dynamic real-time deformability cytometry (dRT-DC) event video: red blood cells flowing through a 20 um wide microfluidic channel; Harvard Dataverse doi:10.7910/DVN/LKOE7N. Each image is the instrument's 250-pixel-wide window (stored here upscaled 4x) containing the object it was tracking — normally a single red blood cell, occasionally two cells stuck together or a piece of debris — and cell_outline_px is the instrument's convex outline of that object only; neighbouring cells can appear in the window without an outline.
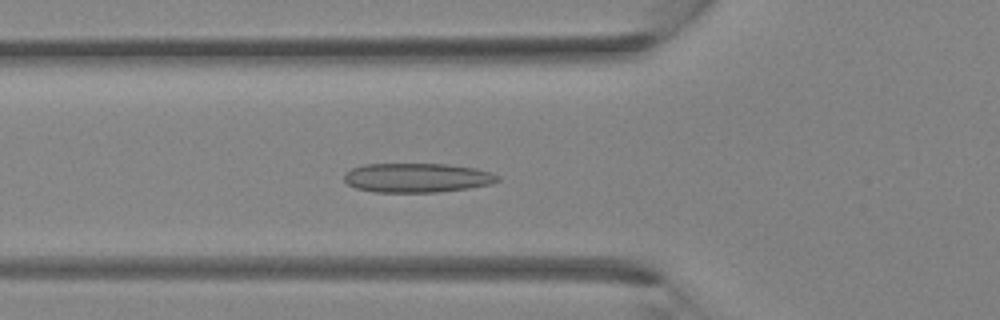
{"species": "Egyptian fruit bat (a non-hibernating species)", "species_latin": "Rousettus aegyptiacus", "temperature_condition": "room temperature", "stored_images_in_passage": 37, "camera_frame_rate_fps": 3000, "um_per_image_px": 0.085, "animal": {"sex": "female"}, "frame": {"image": 1, "passage_image": 13, "time_ms": 4.0, "image_size_px": [1000, 320], "cell_outline_px": [[500, 180], [492, 184], [468, 188], [436, 192], [372, 192], [356, 188], [348, 184], [344, 180], [344, 172], [352, 168], [364, 164], [448, 164], [476, 168], [492, 172], [500, 176]], "centroid_in_image_um": [35.46, 15.1], "position_along_channel_um": 90.3, "area_um2": 26.41}}
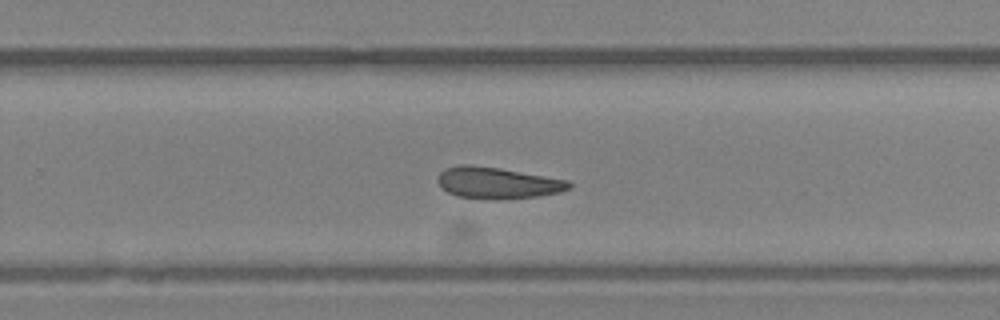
{"frame": {"image": 2, "passage_image": 24, "time_ms": 7.667, "image_size_px": [1000, 320], "cell_outline_px": [[572, 188], [560, 192], [536, 196], [496, 200], [456, 196], [448, 192], [436, 180], [436, 176], [444, 168], [460, 164], [468, 164], [500, 168], [568, 180], [572, 184]], "centroid_in_image_um": [42.27, 15.54], "position_along_channel_um": 287.5, "area_um2": 24.16}}
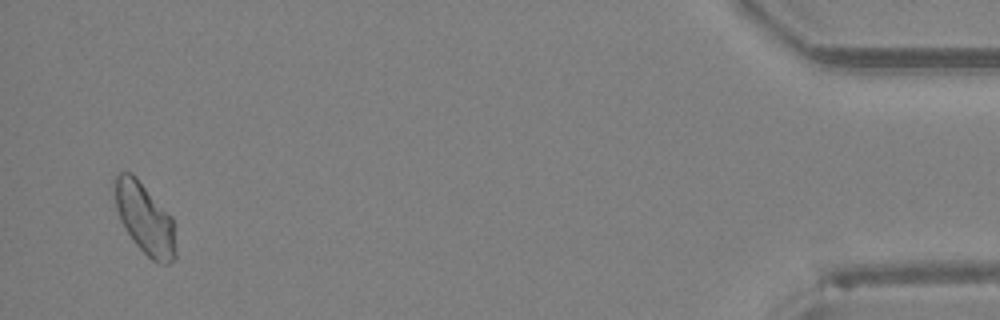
{"frame": {"image": 3, "passage_image": 36, "time_ms": 11.667, "image_size_px": [1000, 320], "cell_outline_px": [[176, 256], [168, 264], [164, 264], [152, 260], [136, 244], [120, 220], [116, 208], [112, 184], [112, 180], [120, 172], [132, 172], [136, 176], [172, 216], [176, 252]], "centroid_in_image_um": [12.28, 18.53], "position_along_channel_um": 422.9, "area_um2": 25.32}}